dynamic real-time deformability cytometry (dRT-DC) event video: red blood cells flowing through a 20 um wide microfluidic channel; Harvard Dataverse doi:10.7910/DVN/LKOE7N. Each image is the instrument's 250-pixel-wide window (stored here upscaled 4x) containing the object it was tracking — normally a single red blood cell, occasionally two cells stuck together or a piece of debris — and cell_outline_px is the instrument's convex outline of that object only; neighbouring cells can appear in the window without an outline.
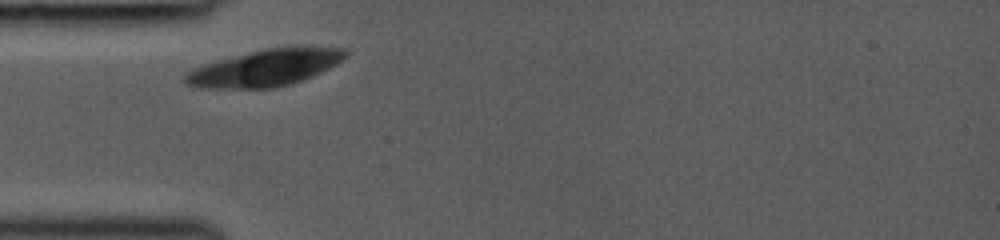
{"species": "common noctule bat (a hibernating species)", "species_latin": "Nyctalus noctula", "temperature_condition": "room temperature", "stored_images_in_passage": 6, "camera_frame_rate_fps": 3000, "um_per_image_px": 0.085, "animal": {"sex": "female", "body_mass_g": 19.0, "forearm_length_mm": 53.3}, "frame": {"image": 1, "passage_image": 1, "time_ms": 0.0, "image_size_px": [1000, 240], "cell_outline_px": [[348, 56], [336, 64], [312, 76], [276, 88], [196, 88], [184, 84], [184, 72], [204, 64], [264, 48], [344, 48], [348, 52]], "centroid_in_image_um": [22.46, 5.79], "position_along_channel_um": 62.5, "area_um2": 33.7}}
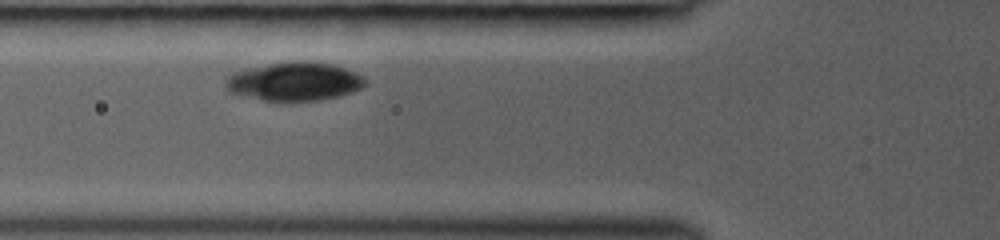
{"frame": {"image": 2, "passage_image": 3, "time_ms": 1.0, "image_size_px": [1000, 240], "cell_outline_px": [[368, 84], [352, 92], [340, 96], [320, 100], [280, 104], [240, 96], [228, 92], [224, 84], [224, 80], [232, 72], [268, 64], [288, 60], [308, 60], [332, 64], [356, 72], [364, 76], [368, 80]], "centroid_in_image_um": [25.0, 6.95], "position_along_channel_um": 100.8, "area_um2": 32.77}}
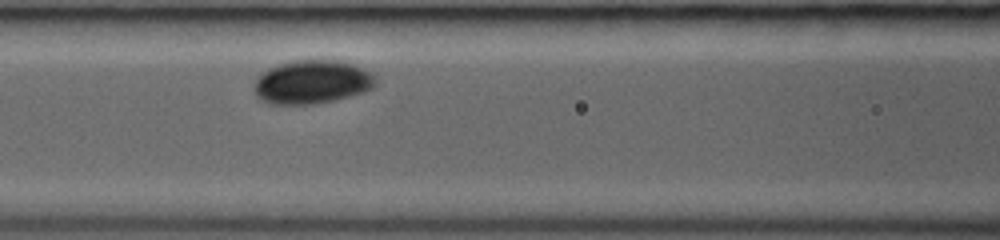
{"frame": {"image": 3, "passage_image": 6, "time_ms": 2.0, "image_size_px": [1000, 240], "cell_outline_px": [[376, 84], [372, 88], [364, 92], [336, 100], [312, 104], [268, 104], [260, 100], [256, 96], [256, 80], [268, 68], [292, 60], [340, 60], [352, 64], [372, 72], [376, 80]], "centroid_in_image_um": [26.55, 6.97], "position_along_channel_um": 140.0, "area_um2": 30.87}}